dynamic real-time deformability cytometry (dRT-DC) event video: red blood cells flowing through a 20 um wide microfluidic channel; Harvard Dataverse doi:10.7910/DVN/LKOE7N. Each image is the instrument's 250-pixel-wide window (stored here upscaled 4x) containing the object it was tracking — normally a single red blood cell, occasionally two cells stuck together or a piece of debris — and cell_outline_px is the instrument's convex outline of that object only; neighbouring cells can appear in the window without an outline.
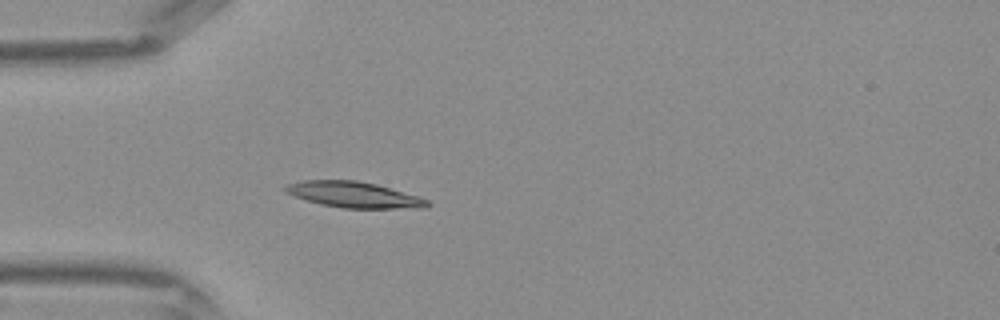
{"species": "Egyptian fruit bat (a non-hibernating species)", "species_latin": "Rousettus aegyptiacus", "temperature_condition": "warm", "stored_images_in_passage": 31, "camera_frame_rate_fps": 3000, "um_per_image_px": 0.085, "frame": {"image": 1, "passage_image": 1, "time_ms": 0.0, "image_size_px": [1000, 320], "cell_outline_px": [[432, 204], [428, 208], [344, 208], [320, 204], [304, 200], [284, 192], [284, 188], [288, 184], [304, 180], [356, 180], [376, 184], [416, 196], [428, 200]], "centroid_in_image_um": [30.06, 16.55], "position_along_channel_um": 54.9, "area_um2": 21.33}}
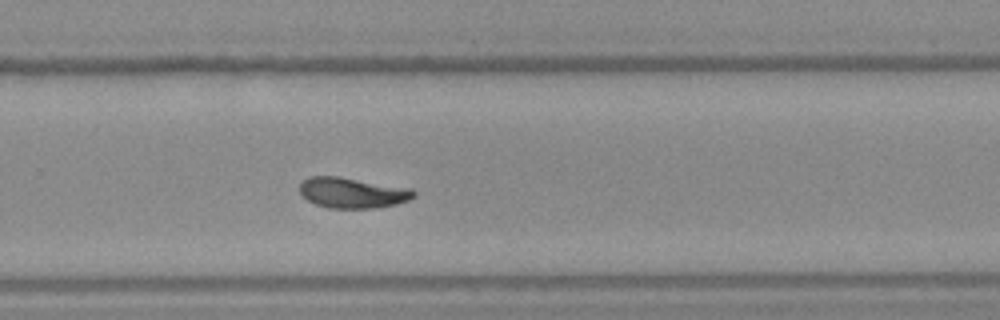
{"frame": {"image": 2, "passage_image": 17, "time_ms": 5.333, "image_size_px": [1000, 320], "cell_outline_px": [[416, 196], [408, 200], [396, 204], [372, 208], [328, 208], [316, 204], [308, 200], [300, 192], [300, 180], [308, 176], [336, 176], [412, 188], [416, 192]], "centroid_in_image_um": [29.95, 16.37], "position_along_channel_um": 299.9, "area_um2": 20.35}}
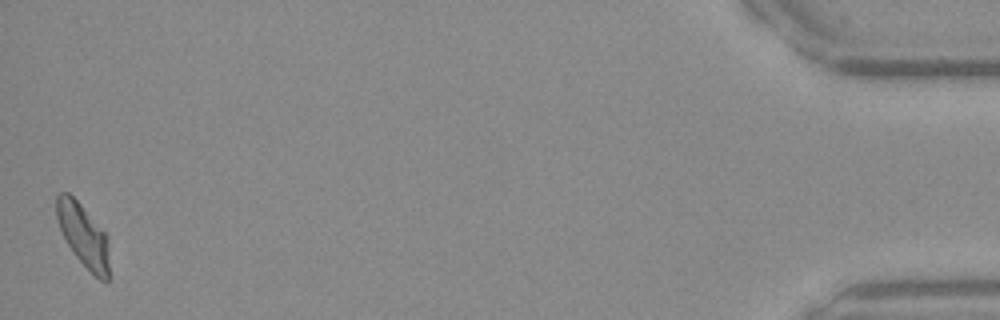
{"frame": {"image": 3, "passage_image": 31, "time_ms": 10.0, "image_size_px": [1000, 320], "cell_outline_px": [[108, 280], [100, 280], [76, 256], [68, 244], [56, 220], [56, 196], [60, 192], [68, 192], [80, 204], [108, 236]], "centroid_in_image_um": [7.06, 19.96], "position_along_channel_um": 428.1, "area_um2": 18.84}}